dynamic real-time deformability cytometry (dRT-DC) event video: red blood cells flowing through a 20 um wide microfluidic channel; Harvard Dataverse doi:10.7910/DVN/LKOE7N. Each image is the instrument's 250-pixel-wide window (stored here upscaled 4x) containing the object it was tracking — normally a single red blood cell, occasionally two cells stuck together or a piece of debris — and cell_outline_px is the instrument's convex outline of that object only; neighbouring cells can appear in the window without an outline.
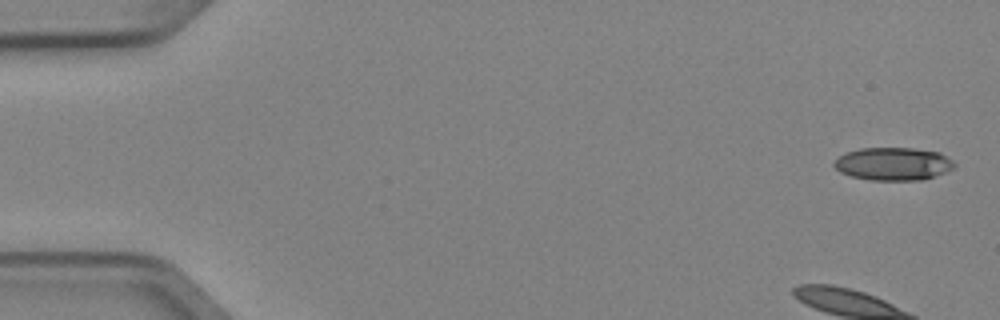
{"species": "Egyptian fruit bat (a non-hibernating species)", "species_latin": "Rousettus aegyptiacus", "temperature_condition": "cold", "stored_images_in_passage": 6, "camera_frame_rate_fps": 3000, "um_per_image_px": 0.085, "animal": {"sex": "female"}, "frame": {"image": 1, "passage_image": 1, "time_ms": 0.0, "image_size_px": [1000, 320], "cell_outline_px": [[956, 168], [936, 176], [924, 180], [868, 180], [852, 176], [840, 172], [832, 164], [844, 152], [860, 148], [912, 148], [940, 152], [952, 160], [956, 164]], "centroid_in_image_um": [75.95, 13.93], "position_along_channel_um": 9.0, "area_um2": 23.29}}